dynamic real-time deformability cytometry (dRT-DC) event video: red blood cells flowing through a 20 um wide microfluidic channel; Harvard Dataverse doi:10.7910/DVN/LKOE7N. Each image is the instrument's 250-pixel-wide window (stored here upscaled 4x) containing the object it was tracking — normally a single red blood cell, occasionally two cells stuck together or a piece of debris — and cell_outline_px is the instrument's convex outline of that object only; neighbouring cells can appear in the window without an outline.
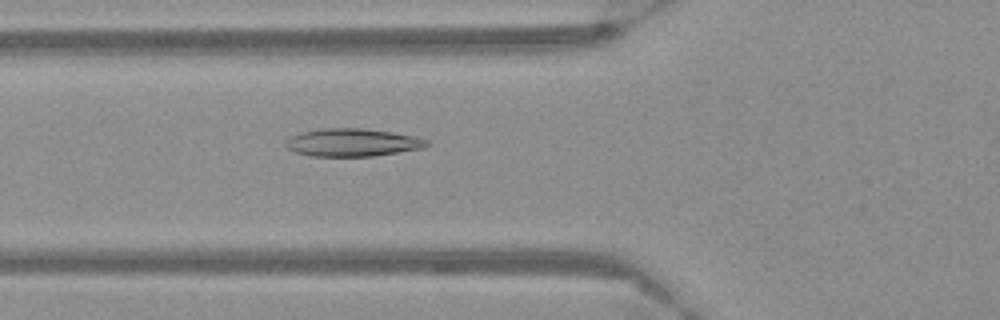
{"species": "Egyptian fruit bat (a non-hibernating species)", "species_latin": "Rousettus aegyptiacus", "temperature_condition": "warm", "stored_images_in_passage": 38, "camera_frame_rate_fps": 3000, "um_per_image_px": 0.085, "frame": {"image": 1, "passage_image": 7, "time_ms": 2.0, "image_size_px": [1000, 320], "cell_outline_px": [[432, 144], [424, 148], [372, 156], [312, 156], [296, 152], [288, 148], [284, 144], [284, 140], [288, 136], [300, 132], [320, 128], [364, 128], [392, 132], [416, 136], [428, 140]], "centroid_in_image_um": [29.95, 12.1], "position_along_channel_um": 95.9, "area_um2": 23.18}}
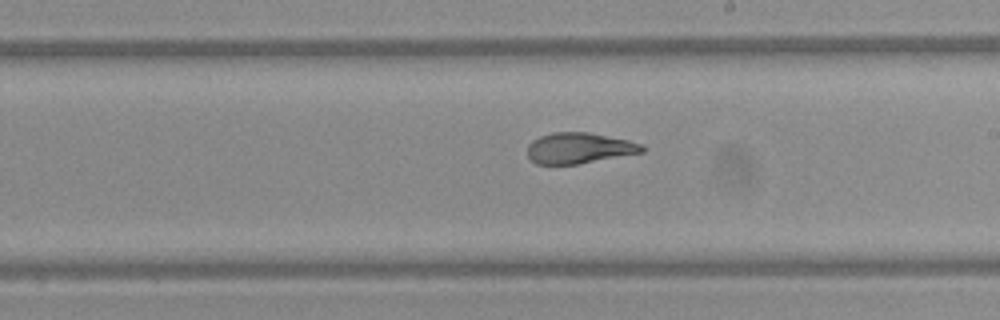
{"frame": {"image": 2, "passage_image": 19, "time_ms": 6.0, "image_size_px": [1000, 320], "cell_outline_px": [[644, 152], [576, 164], [536, 164], [528, 156], [528, 144], [532, 140], [540, 136], [552, 132], [588, 132], [628, 140], [644, 144]], "centroid_in_image_um": [49.22, 12.58], "position_along_channel_um": 239.8, "area_um2": 20.52}}
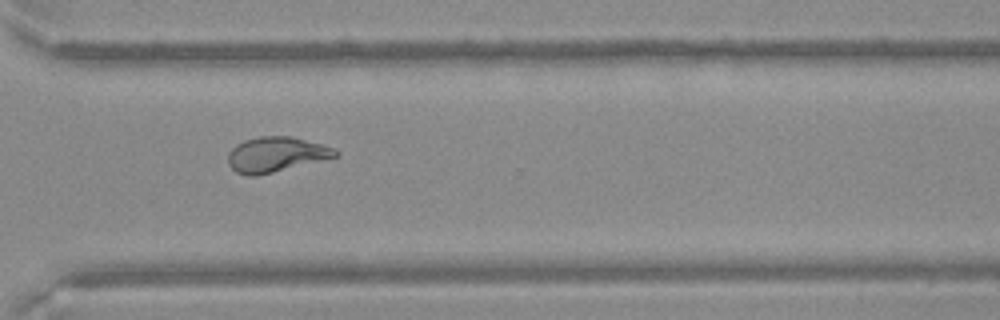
{"frame": {"image": 3, "passage_image": 28, "time_ms": 9.0, "image_size_px": [1000, 320], "cell_outline_px": [[340, 156], [256, 176], [248, 176], [236, 172], [228, 164], [228, 152], [236, 144], [244, 140], [260, 136], [292, 136], [320, 144], [332, 148], [340, 152]], "centroid_in_image_um": [23.45, 13.13], "position_along_channel_um": 347.2, "area_um2": 21.91}}